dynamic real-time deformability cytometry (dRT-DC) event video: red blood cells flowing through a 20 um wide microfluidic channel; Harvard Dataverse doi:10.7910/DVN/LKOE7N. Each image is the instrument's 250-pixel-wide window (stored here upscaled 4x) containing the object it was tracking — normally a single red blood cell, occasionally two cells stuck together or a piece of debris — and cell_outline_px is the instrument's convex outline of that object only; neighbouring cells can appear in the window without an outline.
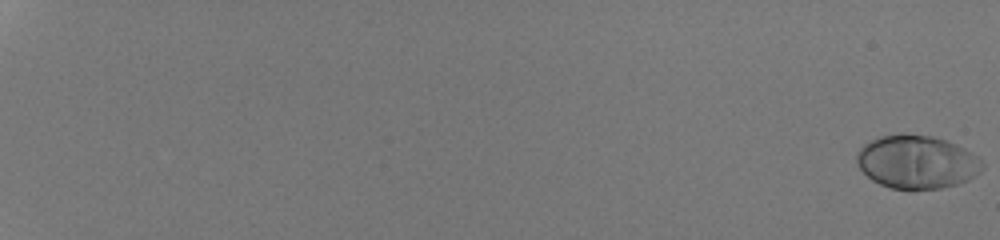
{"species": "human", "species_latin": "Homo sapiens", "temperature_condition": "room temperature", "stored_images_in_passage": 54, "camera_frame_rate_fps": 3000, "um_per_image_px": 0.085, "donor": {"sex": "male"}, "frame": {"image": 1, "passage_image": 1, "time_ms": 0.0, "image_size_px": [1000, 240], "cell_outline_px": [[984, 168], [980, 172], [968, 180], [956, 184], [940, 188], [892, 188], [880, 184], [872, 180], [856, 164], [856, 152], [864, 144], [880, 136], [904, 132], [932, 136], [956, 144], [972, 152], [984, 164]], "centroid_in_image_um": [77.92, 13.74], "position_along_channel_um": 7.1, "area_um2": 39.02}}
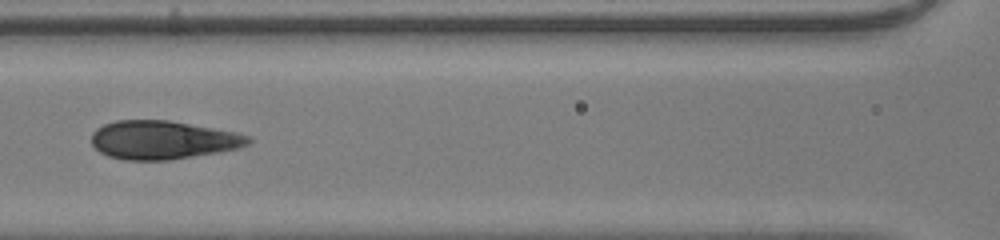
{"frame": {"image": 2, "passage_image": 31, "time_ms": 10.0, "image_size_px": [1000, 240], "cell_outline_px": [[252, 144], [240, 148], [220, 152], [172, 160], [124, 160], [108, 156], [100, 152], [92, 144], [92, 132], [96, 128], [104, 124], [116, 120], [168, 120], [236, 132], [248, 136], [252, 140]], "centroid_in_image_um": [13.86, 11.9], "position_along_channel_um": 152.7, "area_um2": 35.43}}
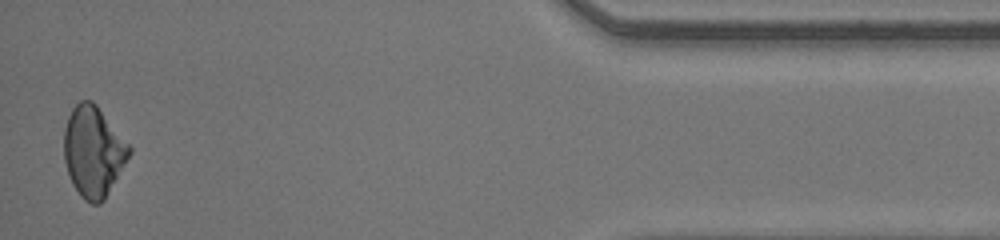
{"frame": {"image": 3, "passage_image": 54, "time_ms": 17.667, "image_size_px": [1000, 240], "cell_outline_px": [[132, 152], [104, 200], [100, 204], [92, 204], [84, 200], [80, 196], [72, 184], [64, 160], [64, 128], [68, 116], [72, 108], [80, 100], [92, 100], [96, 104], [132, 148]], "centroid_in_image_um": [7.92, 12.88], "position_along_channel_um": 427.3, "area_um2": 34.39}, "authors_computed_cell_mechanics": {"area_um2": 35.6337, "velocity_mm_per_s": 4.2739, "shape_relaxation_time_tau1_ms": 5.3655, "shape_relaxation_time_tau2_ms": null, "deformation_change_tau1": 0.2062, "deformation_change_tau2": null}}